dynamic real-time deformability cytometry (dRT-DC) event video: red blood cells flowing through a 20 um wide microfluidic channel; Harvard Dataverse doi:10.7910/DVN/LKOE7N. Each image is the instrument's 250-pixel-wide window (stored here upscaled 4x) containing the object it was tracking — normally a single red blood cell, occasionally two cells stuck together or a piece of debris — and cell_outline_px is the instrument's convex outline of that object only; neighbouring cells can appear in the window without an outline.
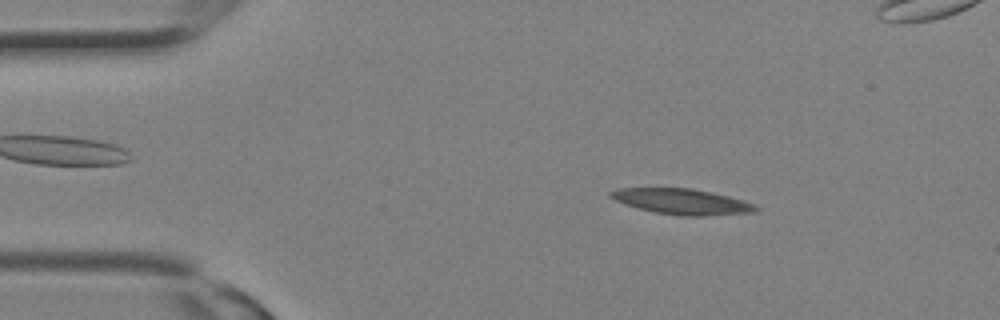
{"species": "Egyptian fruit bat (a non-hibernating species)", "species_latin": "Rousettus aegyptiacus", "temperature_condition": "room temperature", "stored_images_in_passage": 13, "camera_frame_rate_fps": 3000, "um_per_image_px": 0.085, "animal": {"sex": "female"}, "frame": {"image": 1, "passage_image": 4, "time_ms": 1.0, "image_size_px": [1000, 320], "cell_outline_px": [[760, 208], [756, 212], [704, 216], [680, 216], [656, 212], [640, 208], [616, 200], [608, 196], [608, 192], [616, 188], [692, 188], [712, 192], [728, 196], [756, 204]], "centroid_in_image_um": [58.01, 17.13], "position_along_channel_um": 27.0, "area_um2": 21.62}}
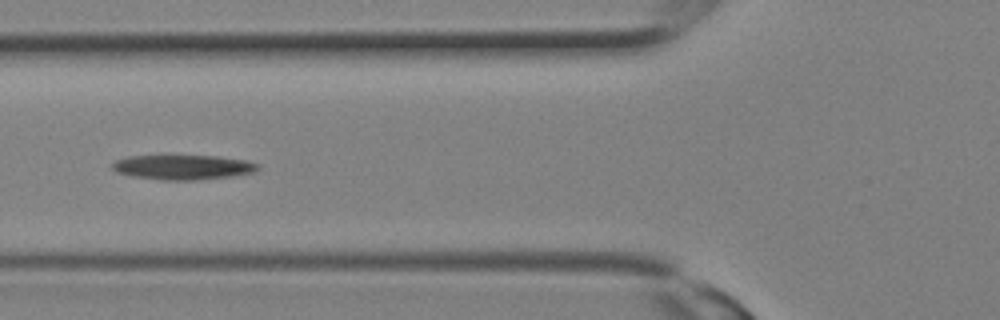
{"frame": {"image": 2, "passage_image": 10, "time_ms": 3.0, "image_size_px": [1000, 320], "cell_outline_px": [[260, 168], [256, 172], [232, 176], [196, 180], [160, 180], [132, 176], [116, 172], [112, 168], [112, 164], [116, 160], [128, 156], [216, 156], [248, 160], [260, 164]], "centroid_in_image_um": [15.6, 14.21], "position_along_channel_um": 110.2, "area_um2": 21.1}}
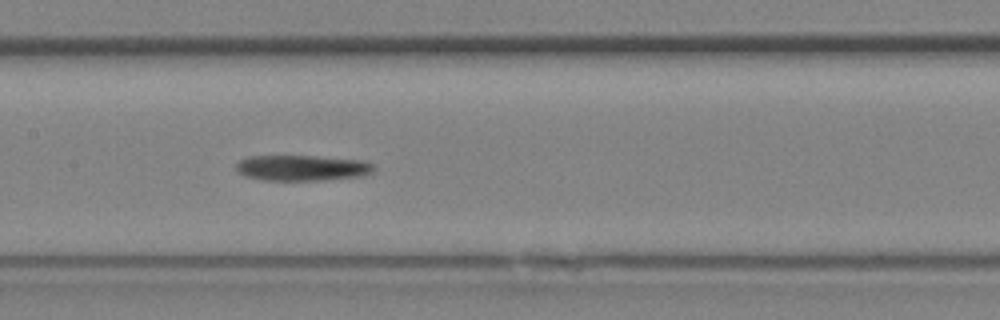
{"frame": {"image": 3, "passage_image": 13, "time_ms": 4.0, "image_size_px": [1000, 320], "cell_outline_px": [[376, 168], [372, 172], [364, 176], [320, 180], [264, 180], [244, 176], [236, 168], [236, 164], [240, 160], [248, 156], [312, 156], [364, 160], [376, 164]], "centroid_in_image_um": [25.73, 14.27], "position_along_channel_um": 181.7, "area_um2": 20.69}}